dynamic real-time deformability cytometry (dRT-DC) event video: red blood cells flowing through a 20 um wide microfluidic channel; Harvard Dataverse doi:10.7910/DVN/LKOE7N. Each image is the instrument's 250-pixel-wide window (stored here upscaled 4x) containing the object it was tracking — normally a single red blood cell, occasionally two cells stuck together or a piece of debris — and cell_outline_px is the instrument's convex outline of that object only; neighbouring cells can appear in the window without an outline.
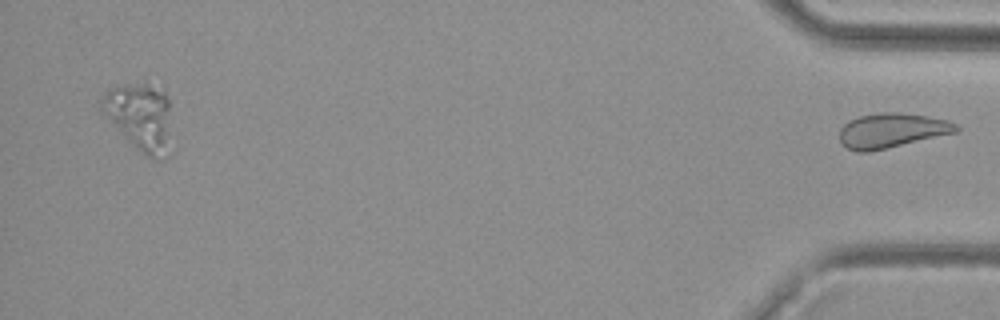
{"species": "common noctule bat (a hibernating species)", "species_latin": "Nyctalus noctula", "temperature_condition": "cold", "stored_images_in_passage": 34, "segment_of_instrument_passage": [2, 2], "camera_frame_rate_fps": 3000, "um_per_image_px": 0.085, "animal": {"sex": "female", "body_mass_g": 29.2, "forearm_length_mm": 56.3}, "frame": {"image": 1, "passage_image": 34, "time_ms": 11.0, "image_size_px": [1000, 320], "cell_outline_px": [[960, 132], [868, 152], [856, 152], [848, 148], [840, 140], [840, 128], [848, 120], [860, 116], [880, 112], [900, 112], [928, 116], [948, 120], [960, 124]], "centroid_in_image_um": [75.86, 11.08], "position_along_channel_um": 359.3, "area_um2": 23.81}}